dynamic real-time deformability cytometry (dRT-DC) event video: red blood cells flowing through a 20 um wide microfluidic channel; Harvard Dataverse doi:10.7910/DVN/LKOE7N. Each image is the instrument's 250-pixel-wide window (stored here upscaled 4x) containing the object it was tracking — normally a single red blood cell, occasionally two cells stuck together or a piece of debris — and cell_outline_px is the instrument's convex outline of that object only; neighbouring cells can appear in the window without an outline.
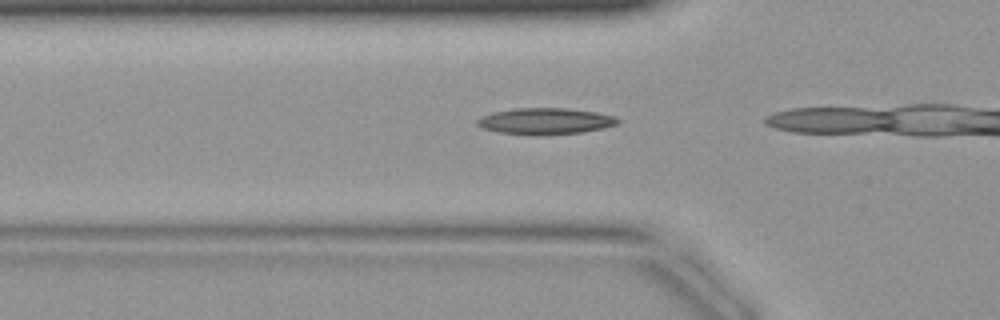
{"species": "common noctule bat (a hibernating species)", "species_latin": "Nyctalus noctula", "temperature_condition": "warm", "stored_images_in_passage": 5, "camera_frame_rate_fps": 3000, "um_per_image_px": 0.085, "animal": {"sex": "female", "body_mass_g": 19.9}, "frame": {"image": 1, "passage_image": 3, "time_ms": 0.667, "image_size_px": [1000, 320], "cell_outline_px": [[620, 120], [616, 124], [604, 128], [584, 132], [496, 132], [484, 128], [476, 124], [476, 120], [480, 116], [492, 112], [516, 108], [568, 108], [596, 112], [616, 116]], "centroid_in_image_um": [46.37, 10.24], "position_along_channel_um": 79.4, "area_um2": 20.63}}